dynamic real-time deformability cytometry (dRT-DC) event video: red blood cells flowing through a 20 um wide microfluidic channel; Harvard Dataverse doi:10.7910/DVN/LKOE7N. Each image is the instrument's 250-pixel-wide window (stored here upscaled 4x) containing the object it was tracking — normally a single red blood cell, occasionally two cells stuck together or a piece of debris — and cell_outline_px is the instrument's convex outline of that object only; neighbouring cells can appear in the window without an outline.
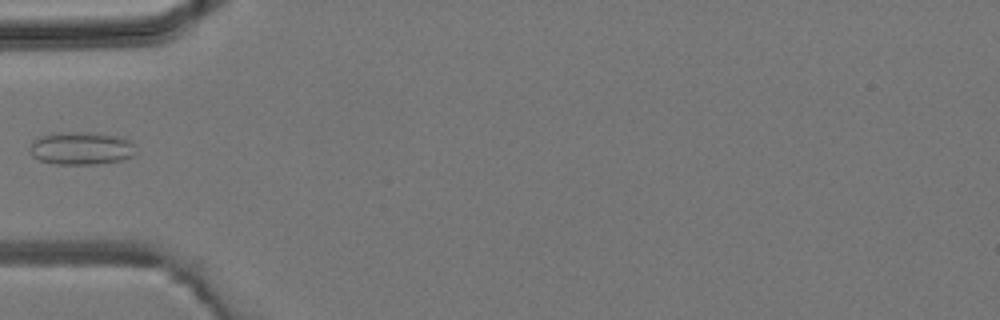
{"species": "common noctule bat (a hibernating species)", "species_latin": "Nyctalus noctula", "temperature_condition": "room temperature", "stored_images_in_passage": 1, "camera_frame_rate_fps": 3000, "um_per_image_px": 0.085, "animal": {"sex": "male", "body_mass_g": 19.2, "forearm_length_mm": 51.8}, "frame": {"image": 1, "passage_image": 1, "time_ms": 0.0, "image_size_px": [1000, 320], "cell_outline_px": [[136, 152], [132, 156], [124, 160], [96, 164], [56, 164], [40, 160], [32, 156], [28, 148], [32, 140], [40, 136], [52, 132], [92, 132], [124, 136], [132, 140]], "centroid_in_image_um": [6.92, 12.58], "position_along_channel_um": 78.1, "area_um2": 20.92}}